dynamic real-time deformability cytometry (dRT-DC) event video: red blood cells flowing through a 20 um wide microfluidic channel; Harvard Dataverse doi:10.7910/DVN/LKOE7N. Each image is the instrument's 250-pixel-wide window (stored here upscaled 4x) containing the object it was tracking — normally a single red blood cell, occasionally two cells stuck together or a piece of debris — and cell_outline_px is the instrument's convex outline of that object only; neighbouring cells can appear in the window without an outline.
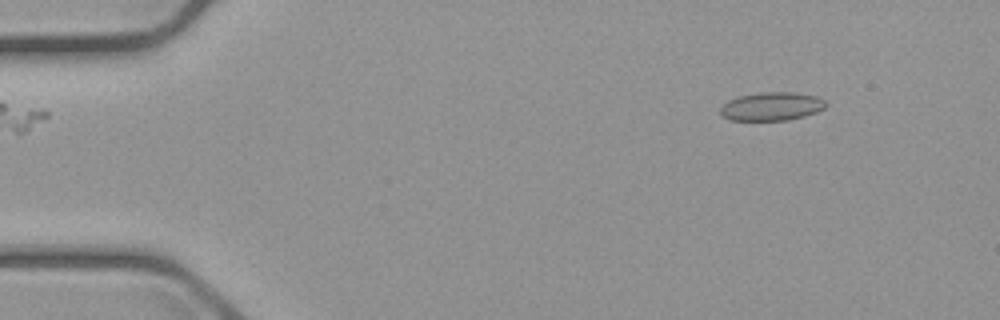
{"species": "common noctule bat (a hibernating species)", "species_latin": "Nyctalus noctula", "temperature_condition": "cold", "stored_images_in_passage": 6, "camera_frame_rate_fps": 3000, "um_per_image_px": 0.085, "animal": {"sex": "male", "body_mass_g": 23.1, "forearm_length_mm": 52.7}, "frame": {"image": 1, "passage_image": 2, "time_ms": 1.333, "image_size_px": [1000, 320], "cell_outline_px": [[828, 104], [824, 108], [816, 112], [804, 116], [788, 120], [732, 120], [724, 116], [720, 112], [720, 108], [728, 100], [740, 96], [764, 92], [792, 92], [816, 96], [824, 100]], "centroid_in_image_um": [65.61, 9.04], "position_along_channel_um": 19.4, "area_um2": 17.28}}
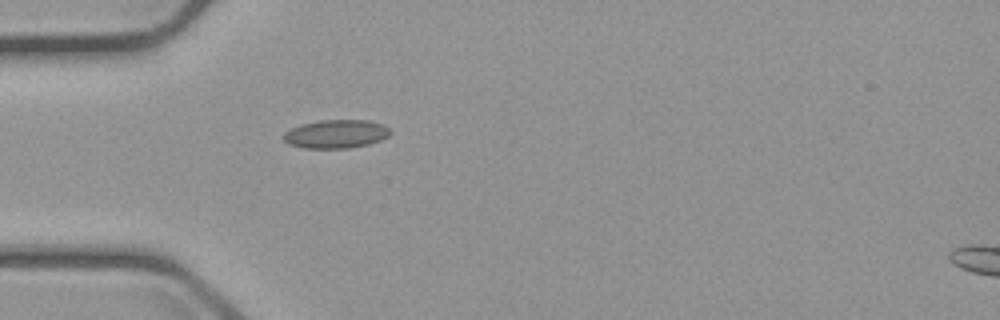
{"frame": {"image": 2, "passage_image": 5, "time_ms": 4.667, "image_size_px": [1000, 320], "cell_outline_px": [[392, 132], [388, 136], [380, 140], [368, 144], [348, 148], [304, 148], [288, 144], [284, 140], [284, 132], [300, 124], [320, 120], [368, 120], [384, 124]], "centroid_in_image_um": [28.57, 11.38], "position_along_channel_um": 56.4, "area_um2": 17.74}}